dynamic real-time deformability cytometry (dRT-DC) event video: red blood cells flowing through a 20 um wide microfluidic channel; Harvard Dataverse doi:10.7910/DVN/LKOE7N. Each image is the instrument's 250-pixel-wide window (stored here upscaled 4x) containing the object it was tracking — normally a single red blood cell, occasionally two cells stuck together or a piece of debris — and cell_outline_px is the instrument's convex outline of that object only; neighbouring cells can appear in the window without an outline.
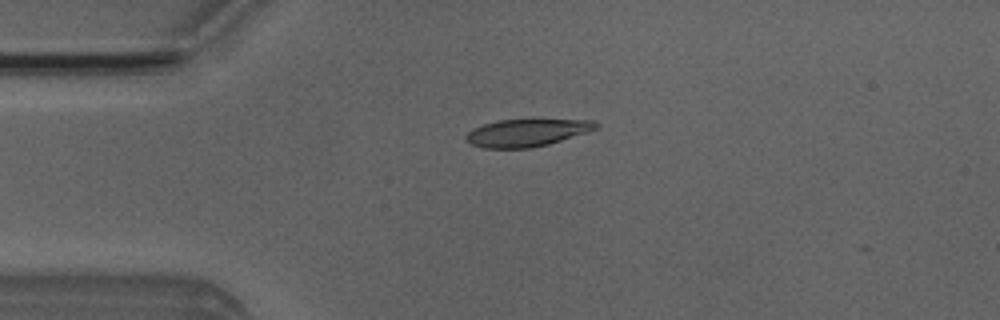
{"species": "Egyptian fruit bat (a non-hibernating species)", "species_latin": "Rousettus aegyptiacus", "temperature_condition": "room temperature", "stored_images_in_passage": 6, "camera_frame_rate_fps": 3000, "um_per_image_px": 0.085, "animal": {"sex": "male"}, "frame": {"image": 1, "passage_image": 4, "time_ms": 3.333, "image_size_px": [1000, 320], "cell_outline_px": [[600, 128], [588, 132], [548, 144], [532, 148], [484, 148], [472, 144], [464, 140], [464, 136], [468, 132], [484, 124], [496, 120], [592, 120], [600, 124]], "centroid_in_image_um": [44.8, 11.29], "position_along_channel_um": 40.2, "area_um2": 20.69}}